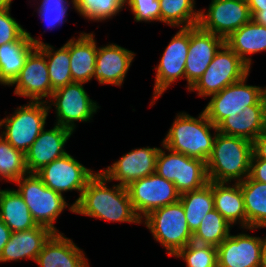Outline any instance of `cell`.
I'll return each instance as SVG.
<instances>
[{"label": "cell", "mask_w": 266, "mask_h": 267, "mask_svg": "<svg viewBox=\"0 0 266 267\" xmlns=\"http://www.w3.org/2000/svg\"><path fill=\"white\" fill-rule=\"evenodd\" d=\"M225 182L213 181L214 209H216L231 225L240 220L247 229V218L240 183L232 187Z\"/></svg>", "instance_id": "484cf974"}, {"label": "cell", "mask_w": 266, "mask_h": 267, "mask_svg": "<svg viewBox=\"0 0 266 267\" xmlns=\"http://www.w3.org/2000/svg\"><path fill=\"white\" fill-rule=\"evenodd\" d=\"M245 204L247 229L266 227V183L250 176L240 182Z\"/></svg>", "instance_id": "f1b7e54d"}, {"label": "cell", "mask_w": 266, "mask_h": 267, "mask_svg": "<svg viewBox=\"0 0 266 267\" xmlns=\"http://www.w3.org/2000/svg\"><path fill=\"white\" fill-rule=\"evenodd\" d=\"M42 182L53 191L61 194L65 191H80L79 198L69 210L74 213V206L80 200L89 180L96 174L80 164L70 154L56 159L35 173Z\"/></svg>", "instance_id": "8fae6325"}, {"label": "cell", "mask_w": 266, "mask_h": 267, "mask_svg": "<svg viewBox=\"0 0 266 267\" xmlns=\"http://www.w3.org/2000/svg\"><path fill=\"white\" fill-rule=\"evenodd\" d=\"M45 103L47 102L30 101L26 106L18 107L13 116L0 121V127L4 125L6 130L1 136L24 154L44 129L51 107Z\"/></svg>", "instance_id": "9c48e42d"}, {"label": "cell", "mask_w": 266, "mask_h": 267, "mask_svg": "<svg viewBox=\"0 0 266 267\" xmlns=\"http://www.w3.org/2000/svg\"><path fill=\"white\" fill-rule=\"evenodd\" d=\"M37 48L47 58L49 80L53 90L73 82L70 70L69 48L66 45L57 51H53V47L45 43L38 45Z\"/></svg>", "instance_id": "4dcf8cb0"}, {"label": "cell", "mask_w": 266, "mask_h": 267, "mask_svg": "<svg viewBox=\"0 0 266 267\" xmlns=\"http://www.w3.org/2000/svg\"><path fill=\"white\" fill-rule=\"evenodd\" d=\"M134 52L116 44L98 48L96 54L95 77L100 84L121 85L131 62Z\"/></svg>", "instance_id": "ffe728a7"}, {"label": "cell", "mask_w": 266, "mask_h": 267, "mask_svg": "<svg viewBox=\"0 0 266 267\" xmlns=\"http://www.w3.org/2000/svg\"><path fill=\"white\" fill-rule=\"evenodd\" d=\"M67 0H43L38 9L42 19L47 21V25L55 27V24L63 23L68 7Z\"/></svg>", "instance_id": "74e56055"}, {"label": "cell", "mask_w": 266, "mask_h": 267, "mask_svg": "<svg viewBox=\"0 0 266 267\" xmlns=\"http://www.w3.org/2000/svg\"><path fill=\"white\" fill-rule=\"evenodd\" d=\"M188 49L189 27H181L166 47L156 68L153 100H157L176 79L185 77Z\"/></svg>", "instance_id": "9a60e30c"}, {"label": "cell", "mask_w": 266, "mask_h": 267, "mask_svg": "<svg viewBox=\"0 0 266 267\" xmlns=\"http://www.w3.org/2000/svg\"><path fill=\"white\" fill-rule=\"evenodd\" d=\"M126 188L132 207L140 219L157 208L177 202L181 195L173 182L156 173L133 181Z\"/></svg>", "instance_id": "30bf717a"}, {"label": "cell", "mask_w": 266, "mask_h": 267, "mask_svg": "<svg viewBox=\"0 0 266 267\" xmlns=\"http://www.w3.org/2000/svg\"><path fill=\"white\" fill-rule=\"evenodd\" d=\"M145 224L156 241L168 250L169 256L193 241L180 200L151 211L145 216Z\"/></svg>", "instance_id": "5b68a950"}, {"label": "cell", "mask_w": 266, "mask_h": 267, "mask_svg": "<svg viewBox=\"0 0 266 267\" xmlns=\"http://www.w3.org/2000/svg\"><path fill=\"white\" fill-rule=\"evenodd\" d=\"M225 44L250 67L251 58L245 55L266 50V26L259 25L251 19L231 33L225 39Z\"/></svg>", "instance_id": "4316f807"}, {"label": "cell", "mask_w": 266, "mask_h": 267, "mask_svg": "<svg viewBox=\"0 0 266 267\" xmlns=\"http://www.w3.org/2000/svg\"><path fill=\"white\" fill-rule=\"evenodd\" d=\"M134 14L135 21H161L159 0H125Z\"/></svg>", "instance_id": "8d00e7d4"}, {"label": "cell", "mask_w": 266, "mask_h": 267, "mask_svg": "<svg viewBox=\"0 0 266 267\" xmlns=\"http://www.w3.org/2000/svg\"><path fill=\"white\" fill-rule=\"evenodd\" d=\"M186 221L192 233L199 227L208 212L214 209L213 181L204 187L180 195Z\"/></svg>", "instance_id": "f546056e"}, {"label": "cell", "mask_w": 266, "mask_h": 267, "mask_svg": "<svg viewBox=\"0 0 266 267\" xmlns=\"http://www.w3.org/2000/svg\"><path fill=\"white\" fill-rule=\"evenodd\" d=\"M249 11H261L266 8V0H247Z\"/></svg>", "instance_id": "ee69618b"}, {"label": "cell", "mask_w": 266, "mask_h": 267, "mask_svg": "<svg viewBox=\"0 0 266 267\" xmlns=\"http://www.w3.org/2000/svg\"><path fill=\"white\" fill-rule=\"evenodd\" d=\"M11 230L0 219V254L3 251V247L9 241Z\"/></svg>", "instance_id": "b9f144b4"}, {"label": "cell", "mask_w": 266, "mask_h": 267, "mask_svg": "<svg viewBox=\"0 0 266 267\" xmlns=\"http://www.w3.org/2000/svg\"><path fill=\"white\" fill-rule=\"evenodd\" d=\"M249 176L255 181L266 183V160L258 159L252 154Z\"/></svg>", "instance_id": "ab89813d"}, {"label": "cell", "mask_w": 266, "mask_h": 267, "mask_svg": "<svg viewBox=\"0 0 266 267\" xmlns=\"http://www.w3.org/2000/svg\"><path fill=\"white\" fill-rule=\"evenodd\" d=\"M265 130L266 110H238L217 125L219 133L251 142Z\"/></svg>", "instance_id": "d4e9b609"}, {"label": "cell", "mask_w": 266, "mask_h": 267, "mask_svg": "<svg viewBox=\"0 0 266 267\" xmlns=\"http://www.w3.org/2000/svg\"><path fill=\"white\" fill-rule=\"evenodd\" d=\"M49 228L38 225L34 228L12 232L0 254V262L18 261L24 258L36 260L43 245L53 234Z\"/></svg>", "instance_id": "7402d4cb"}, {"label": "cell", "mask_w": 266, "mask_h": 267, "mask_svg": "<svg viewBox=\"0 0 266 267\" xmlns=\"http://www.w3.org/2000/svg\"><path fill=\"white\" fill-rule=\"evenodd\" d=\"M161 21L171 26L183 28L198 25L200 11L195 12L194 0H159Z\"/></svg>", "instance_id": "d6a6232c"}, {"label": "cell", "mask_w": 266, "mask_h": 267, "mask_svg": "<svg viewBox=\"0 0 266 267\" xmlns=\"http://www.w3.org/2000/svg\"><path fill=\"white\" fill-rule=\"evenodd\" d=\"M262 243L247 234L229 235L217 247L218 267H259Z\"/></svg>", "instance_id": "d6986e66"}, {"label": "cell", "mask_w": 266, "mask_h": 267, "mask_svg": "<svg viewBox=\"0 0 266 267\" xmlns=\"http://www.w3.org/2000/svg\"><path fill=\"white\" fill-rule=\"evenodd\" d=\"M246 79L247 76L211 95L203 112L214 126L238 110H266V88L246 85Z\"/></svg>", "instance_id": "277c9868"}, {"label": "cell", "mask_w": 266, "mask_h": 267, "mask_svg": "<svg viewBox=\"0 0 266 267\" xmlns=\"http://www.w3.org/2000/svg\"><path fill=\"white\" fill-rule=\"evenodd\" d=\"M73 131L58 124L53 129L40 132L35 142L25 153L28 173H36L42 167L67 154L63 149Z\"/></svg>", "instance_id": "ac0fdd59"}, {"label": "cell", "mask_w": 266, "mask_h": 267, "mask_svg": "<svg viewBox=\"0 0 266 267\" xmlns=\"http://www.w3.org/2000/svg\"><path fill=\"white\" fill-rule=\"evenodd\" d=\"M250 14L255 23L266 26V8H262L261 11H250Z\"/></svg>", "instance_id": "7bdbcfd3"}, {"label": "cell", "mask_w": 266, "mask_h": 267, "mask_svg": "<svg viewBox=\"0 0 266 267\" xmlns=\"http://www.w3.org/2000/svg\"><path fill=\"white\" fill-rule=\"evenodd\" d=\"M211 128L216 132L214 138L210 133ZM217 133V126L209 121L204 112L199 115L198 119L186 113H180L162 145L172 151L207 162Z\"/></svg>", "instance_id": "3957f363"}, {"label": "cell", "mask_w": 266, "mask_h": 267, "mask_svg": "<svg viewBox=\"0 0 266 267\" xmlns=\"http://www.w3.org/2000/svg\"><path fill=\"white\" fill-rule=\"evenodd\" d=\"M86 260L79 247L58 232L46 241L35 261L41 267H88Z\"/></svg>", "instance_id": "44dd1931"}, {"label": "cell", "mask_w": 266, "mask_h": 267, "mask_svg": "<svg viewBox=\"0 0 266 267\" xmlns=\"http://www.w3.org/2000/svg\"><path fill=\"white\" fill-rule=\"evenodd\" d=\"M27 174L25 154L0 135V176L16 182Z\"/></svg>", "instance_id": "836d02e7"}, {"label": "cell", "mask_w": 266, "mask_h": 267, "mask_svg": "<svg viewBox=\"0 0 266 267\" xmlns=\"http://www.w3.org/2000/svg\"><path fill=\"white\" fill-rule=\"evenodd\" d=\"M225 39L203 30L199 25L189 27V49L185 64L188 90L202 76Z\"/></svg>", "instance_id": "5bb4252c"}, {"label": "cell", "mask_w": 266, "mask_h": 267, "mask_svg": "<svg viewBox=\"0 0 266 267\" xmlns=\"http://www.w3.org/2000/svg\"><path fill=\"white\" fill-rule=\"evenodd\" d=\"M252 154L251 141L218 132L206 162L208 180L228 183L236 179L238 183L242 182L250 174Z\"/></svg>", "instance_id": "7a4b0ae2"}, {"label": "cell", "mask_w": 266, "mask_h": 267, "mask_svg": "<svg viewBox=\"0 0 266 267\" xmlns=\"http://www.w3.org/2000/svg\"><path fill=\"white\" fill-rule=\"evenodd\" d=\"M159 150L150 147L133 149L101 172L109 182L116 180L119 185L127 187L133 181L155 173Z\"/></svg>", "instance_id": "e0dca14e"}, {"label": "cell", "mask_w": 266, "mask_h": 267, "mask_svg": "<svg viewBox=\"0 0 266 267\" xmlns=\"http://www.w3.org/2000/svg\"><path fill=\"white\" fill-rule=\"evenodd\" d=\"M0 219L11 232L38 226L27 204L16 190H0Z\"/></svg>", "instance_id": "83f0119b"}, {"label": "cell", "mask_w": 266, "mask_h": 267, "mask_svg": "<svg viewBox=\"0 0 266 267\" xmlns=\"http://www.w3.org/2000/svg\"><path fill=\"white\" fill-rule=\"evenodd\" d=\"M219 50L189 91L211 96L249 75L250 67L232 49L224 44Z\"/></svg>", "instance_id": "ba28073f"}, {"label": "cell", "mask_w": 266, "mask_h": 267, "mask_svg": "<svg viewBox=\"0 0 266 267\" xmlns=\"http://www.w3.org/2000/svg\"><path fill=\"white\" fill-rule=\"evenodd\" d=\"M65 45L69 48L73 82L87 83L93 78L98 51L93 33H81L78 40L72 38Z\"/></svg>", "instance_id": "cb8c5ba5"}, {"label": "cell", "mask_w": 266, "mask_h": 267, "mask_svg": "<svg viewBox=\"0 0 266 267\" xmlns=\"http://www.w3.org/2000/svg\"><path fill=\"white\" fill-rule=\"evenodd\" d=\"M163 147L170 154L166 155L162 149L159 150L155 173L173 182L180 194L198 190L209 182L206 162Z\"/></svg>", "instance_id": "52a82bcc"}, {"label": "cell", "mask_w": 266, "mask_h": 267, "mask_svg": "<svg viewBox=\"0 0 266 267\" xmlns=\"http://www.w3.org/2000/svg\"><path fill=\"white\" fill-rule=\"evenodd\" d=\"M175 257H181L187 267H218L217 247L190 242Z\"/></svg>", "instance_id": "d590c367"}, {"label": "cell", "mask_w": 266, "mask_h": 267, "mask_svg": "<svg viewBox=\"0 0 266 267\" xmlns=\"http://www.w3.org/2000/svg\"><path fill=\"white\" fill-rule=\"evenodd\" d=\"M12 0H0V10H10Z\"/></svg>", "instance_id": "bcb514c9"}, {"label": "cell", "mask_w": 266, "mask_h": 267, "mask_svg": "<svg viewBox=\"0 0 266 267\" xmlns=\"http://www.w3.org/2000/svg\"><path fill=\"white\" fill-rule=\"evenodd\" d=\"M231 224L216 210L208 212L193 233V242L218 247L230 234Z\"/></svg>", "instance_id": "1f68e13d"}, {"label": "cell", "mask_w": 266, "mask_h": 267, "mask_svg": "<svg viewBox=\"0 0 266 267\" xmlns=\"http://www.w3.org/2000/svg\"><path fill=\"white\" fill-rule=\"evenodd\" d=\"M252 152L256 158L266 160V130L252 141Z\"/></svg>", "instance_id": "60d3db41"}, {"label": "cell", "mask_w": 266, "mask_h": 267, "mask_svg": "<svg viewBox=\"0 0 266 267\" xmlns=\"http://www.w3.org/2000/svg\"><path fill=\"white\" fill-rule=\"evenodd\" d=\"M14 84V93L31 98V101L52 96L54 90L49 80L45 55L37 47L28 55L19 75L10 85Z\"/></svg>", "instance_id": "2e32d148"}, {"label": "cell", "mask_w": 266, "mask_h": 267, "mask_svg": "<svg viewBox=\"0 0 266 267\" xmlns=\"http://www.w3.org/2000/svg\"><path fill=\"white\" fill-rule=\"evenodd\" d=\"M201 11L198 25L223 39L251 20L247 0H212L208 13Z\"/></svg>", "instance_id": "7c38bea8"}, {"label": "cell", "mask_w": 266, "mask_h": 267, "mask_svg": "<svg viewBox=\"0 0 266 267\" xmlns=\"http://www.w3.org/2000/svg\"><path fill=\"white\" fill-rule=\"evenodd\" d=\"M84 83L72 82L52 93L56 102L57 124L74 131V121H89L96 112V102L92 101L83 88Z\"/></svg>", "instance_id": "4fadbf2b"}, {"label": "cell", "mask_w": 266, "mask_h": 267, "mask_svg": "<svg viewBox=\"0 0 266 267\" xmlns=\"http://www.w3.org/2000/svg\"><path fill=\"white\" fill-rule=\"evenodd\" d=\"M74 8L85 18L102 21L116 15L125 0H72Z\"/></svg>", "instance_id": "e575fe53"}, {"label": "cell", "mask_w": 266, "mask_h": 267, "mask_svg": "<svg viewBox=\"0 0 266 267\" xmlns=\"http://www.w3.org/2000/svg\"><path fill=\"white\" fill-rule=\"evenodd\" d=\"M9 12L10 10H0V46L17 41L26 32Z\"/></svg>", "instance_id": "f35d334b"}, {"label": "cell", "mask_w": 266, "mask_h": 267, "mask_svg": "<svg viewBox=\"0 0 266 267\" xmlns=\"http://www.w3.org/2000/svg\"><path fill=\"white\" fill-rule=\"evenodd\" d=\"M16 183L19 186L16 191L27 204L37 225L47 227L52 232L58 233L53 223L63 209L67 207L63 195L48 188L35 173L22 176Z\"/></svg>", "instance_id": "8992f818"}, {"label": "cell", "mask_w": 266, "mask_h": 267, "mask_svg": "<svg viewBox=\"0 0 266 267\" xmlns=\"http://www.w3.org/2000/svg\"><path fill=\"white\" fill-rule=\"evenodd\" d=\"M259 267H266V237L263 239V243H262Z\"/></svg>", "instance_id": "f6af8a7d"}, {"label": "cell", "mask_w": 266, "mask_h": 267, "mask_svg": "<svg viewBox=\"0 0 266 267\" xmlns=\"http://www.w3.org/2000/svg\"><path fill=\"white\" fill-rule=\"evenodd\" d=\"M42 43V41L34 39L26 31L17 41L1 45L0 83L9 86L19 75L28 55Z\"/></svg>", "instance_id": "603a6c76"}, {"label": "cell", "mask_w": 266, "mask_h": 267, "mask_svg": "<svg viewBox=\"0 0 266 267\" xmlns=\"http://www.w3.org/2000/svg\"><path fill=\"white\" fill-rule=\"evenodd\" d=\"M108 179L102 172L96 173L87 183L74 213L112 222L141 223L136 215L127 188L119 184L107 188Z\"/></svg>", "instance_id": "6da1fadb"}]
</instances>
